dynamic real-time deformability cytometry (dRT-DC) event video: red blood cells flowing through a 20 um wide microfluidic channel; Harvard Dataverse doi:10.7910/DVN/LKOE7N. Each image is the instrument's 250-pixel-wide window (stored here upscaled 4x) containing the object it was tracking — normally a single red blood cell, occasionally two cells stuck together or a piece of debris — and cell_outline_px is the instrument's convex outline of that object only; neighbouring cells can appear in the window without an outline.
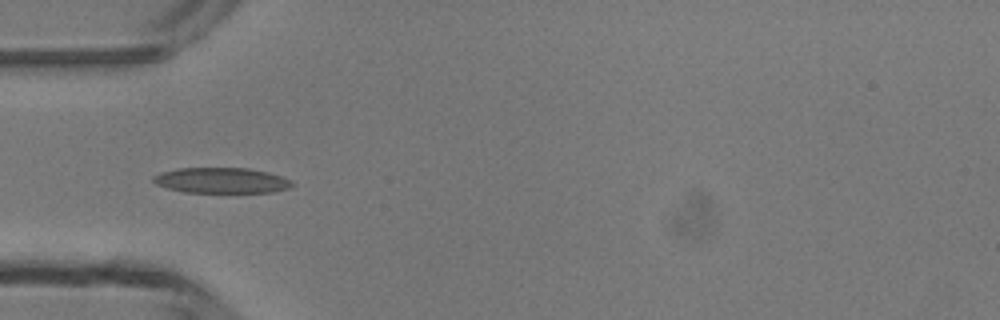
{"species": "common noctule bat (a hibernating species)", "species_latin": "Nyctalus noctula", "temperature_condition": "room temperature", "stored_images_in_passage": 4, "camera_frame_rate_fps": 3000, "um_per_image_px": 0.085, "animal": {"sex": "male", "body_mass_g": 13.3}, "frame": {"image": 1, "passage_image": 3, "time_ms": 2.333, "image_size_px": [1000, 320], "cell_outline_px": [[292, 184], [288, 188], [272, 192], [184, 192], [168, 188], [156, 184], [152, 180], [152, 176], [160, 172], [176, 168], [248, 168], [268, 172], [292, 180]], "centroid_in_image_um": [18.78, 15.33], "position_along_channel_um": 66.2, "area_um2": 20.58}}
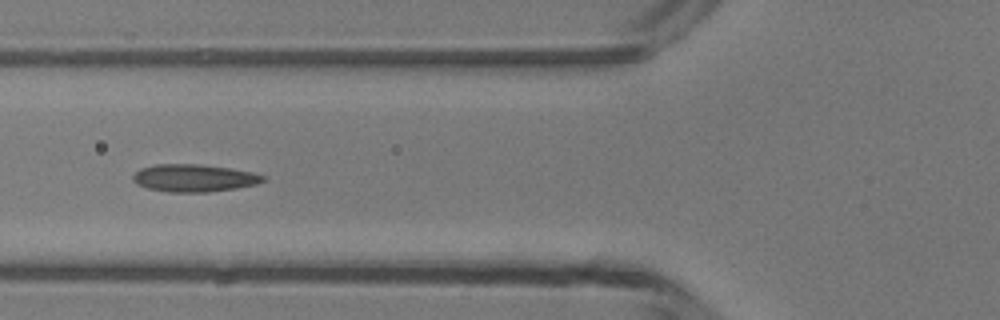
{"frame": {"image": 2, "passage_image": 4, "time_ms": 3.333, "image_size_px": [1000, 320], "cell_outline_px": [[264, 180], [256, 184], [236, 188], [208, 192], [168, 192], [148, 188], [136, 184], [132, 180], [132, 176], [140, 168], [156, 164], [200, 164], [228, 168], [252, 172], [264, 176]], "centroid_in_image_um": [16.44, 15.13], "position_along_channel_um": 109.4, "area_um2": 20.75}}